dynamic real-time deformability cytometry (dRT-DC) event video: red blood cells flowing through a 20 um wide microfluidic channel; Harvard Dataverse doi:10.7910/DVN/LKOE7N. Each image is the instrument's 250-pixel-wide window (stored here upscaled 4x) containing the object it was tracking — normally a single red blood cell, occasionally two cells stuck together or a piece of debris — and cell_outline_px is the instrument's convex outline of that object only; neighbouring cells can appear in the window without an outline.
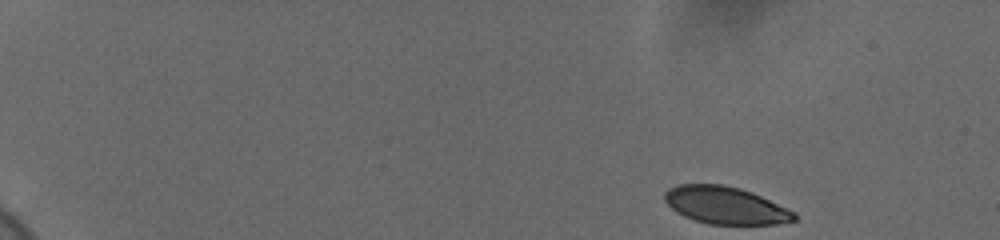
{"species": "human", "species_latin": "Homo sapiens", "temperature_condition": "cold", "stored_images_in_passage": 51, "camera_frame_rate_fps": 3000, "um_per_image_px": 0.085, "donor": {"sex": "female"}, "frame": {"image": 1, "passage_image": 1, "time_ms": 0.0, "image_size_px": [1000, 240], "cell_outline_px": [[796, 220], [776, 224], [708, 224], [684, 216], [676, 212], [664, 200], [664, 192], [668, 188], [676, 184], [724, 184], [740, 188], [752, 192], [796, 212]], "centroid_in_image_um": [61.65, 17.44], "position_along_channel_um": 23.4, "area_um2": 28.26}}
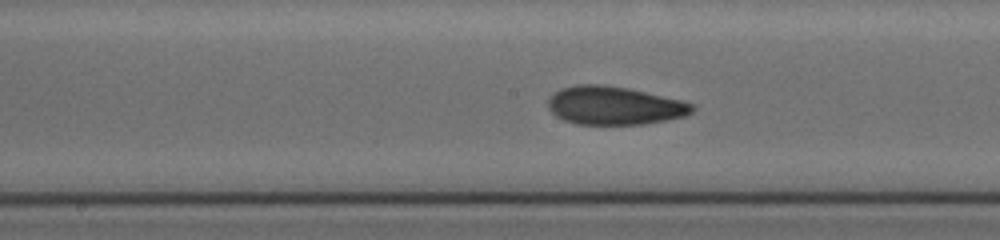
{"frame": {"image": 2, "passage_image": 27, "time_ms": 8.667, "image_size_px": [1000, 240], "cell_outline_px": [[696, 108], [692, 112], [684, 116], [644, 124], [576, 124], [564, 120], [556, 116], [548, 108], [548, 100], [560, 88], [576, 84], [600, 84], [628, 88], [680, 100], [696, 104]], "centroid_in_image_um": [52.22, 8.97], "position_along_channel_um": 196.0, "area_um2": 32.08}}
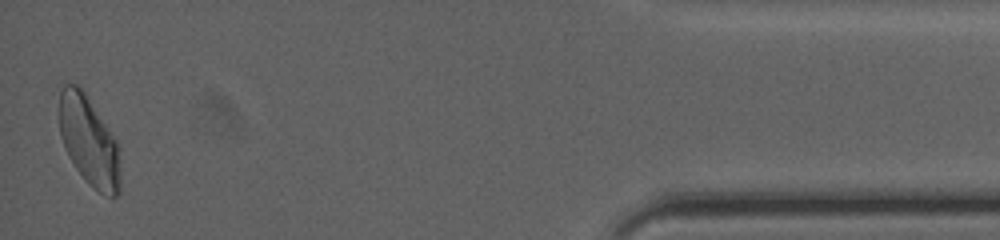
{"frame": {"image": 3, "passage_image": 51, "time_ms": 16.667, "image_size_px": [1000, 240], "cell_outline_px": [[120, 192], [116, 196], [108, 196], [92, 188], [84, 180], [68, 156], [64, 148], [60, 136], [60, 92], [64, 84], [76, 84], [84, 92], [120, 144]], "centroid_in_image_um": [7.59, 12.03], "position_along_channel_um": 427.6, "area_um2": 32.08}, "authors_computed_cell_mechanics": {"area_um2": 31.212, "velocity_mm_per_s": 3.6861, "shape_relaxation_time_tau1_ms": 6.6108, "shape_relaxation_time_tau2_ms": 1.696, "deformation_change_tau1": 0.1724, "deformation_change_tau2": 0.0618}}